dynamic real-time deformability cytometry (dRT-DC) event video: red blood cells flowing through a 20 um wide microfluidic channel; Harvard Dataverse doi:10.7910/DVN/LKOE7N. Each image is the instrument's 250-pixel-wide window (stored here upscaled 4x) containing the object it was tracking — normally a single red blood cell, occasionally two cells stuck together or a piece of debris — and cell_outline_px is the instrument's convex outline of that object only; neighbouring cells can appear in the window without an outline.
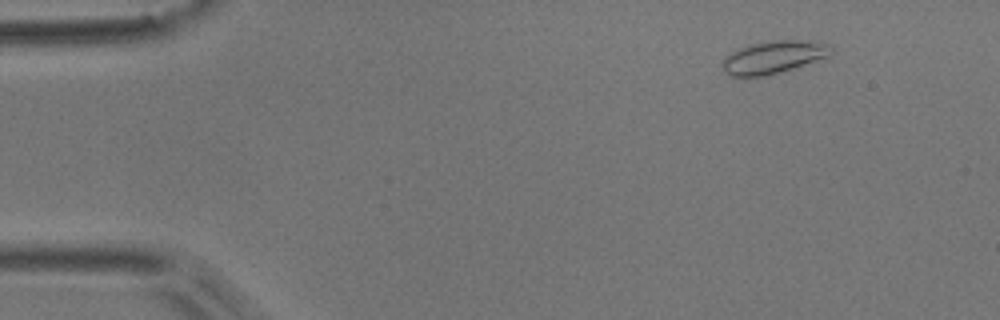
{"species": "common noctule bat (a hibernating species)", "species_latin": "Nyctalus noctula", "temperature_condition": "room temperature", "stored_images_in_passage": 6, "camera_frame_rate_fps": 3000, "um_per_image_px": 0.085, "animal": {"sex": "male", "body_mass_g": 17.9}, "frame": {"image": 1, "passage_image": 2, "time_ms": 0.333, "image_size_px": [1000, 320], "cell_outline_px": [[832, 52], [828, 56], [768, 76], [728, 76], [724, 72], [724, 60], [732, 52], [748, 44], [772, 40], [796, 40], [832, 44]], "centroid_in_image_um": [65.75, 4.85], "position_along_channel_um": 19.3, "area_um2": 20.35}}
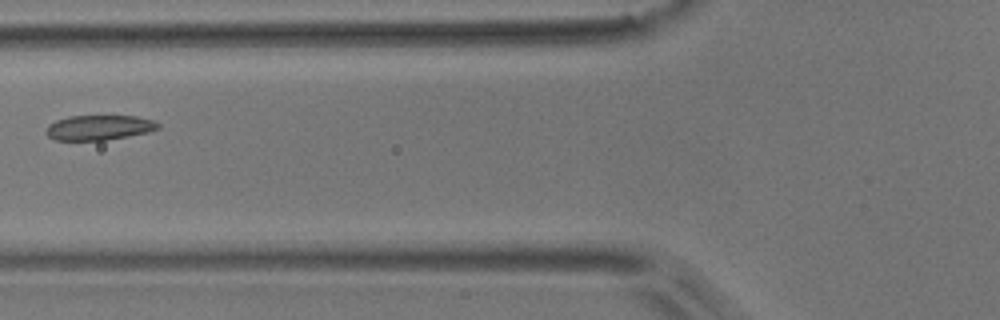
{"frame": {"image": 2, "passage_image": 6, "time_ms": 1.667, "image_size_px": [1000, 320], "cell_outline_px": [[160, 128], [148, 132], [128, 136], [104, 140], [56, 140], [48, 136], [44, 132], [48, 124], [56, 120], [68, 116], [136, 116], [152, 120], [160, 124]], "centroid_in_image_um": [8.39, 10.84], "position_along_channel_um": 117.4, "area_um2": 16.3}}